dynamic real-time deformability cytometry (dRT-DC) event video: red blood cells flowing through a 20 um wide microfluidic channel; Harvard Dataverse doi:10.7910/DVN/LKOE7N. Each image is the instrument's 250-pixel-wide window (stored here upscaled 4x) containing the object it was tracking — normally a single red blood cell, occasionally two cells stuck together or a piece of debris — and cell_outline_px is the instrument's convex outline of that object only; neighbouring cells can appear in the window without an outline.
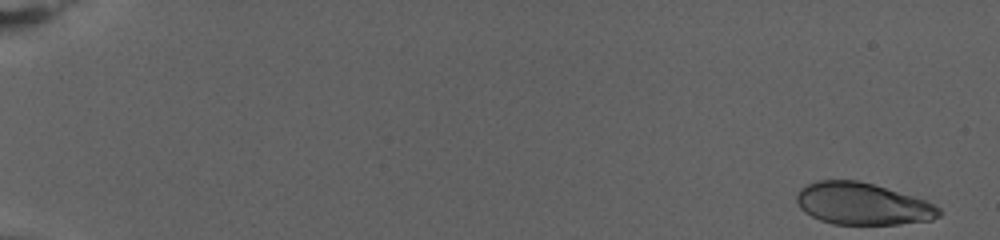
{"species": "human", "species_latin": "Homo sapiens", "temperature_condition": "warm", "stored_images_in_passage": 78, "camera_frame_rate_fps": 3000, "um_per_image_px": 0.085, "donor": {"sex": "female"}, "frame": {"image": 1, "passage_image": 1, "time_ms": 0.0, "image_size_px": [1000, 240], "cell_outline_px": [[944, 212], [940, 216], [932, 220], [900, 224], [832, 224], [820, 220], [804, 212], [800, 208], [796, 200], [796, 196], [800, 188], [816, 180], [856, 180], [872, 184], [912, 196], [924, 200], [940, 208]], "centroid_in_image_um": [73.3, 17.33], "position_along_channel_um": 11.7, "area_um2": 34.74}}
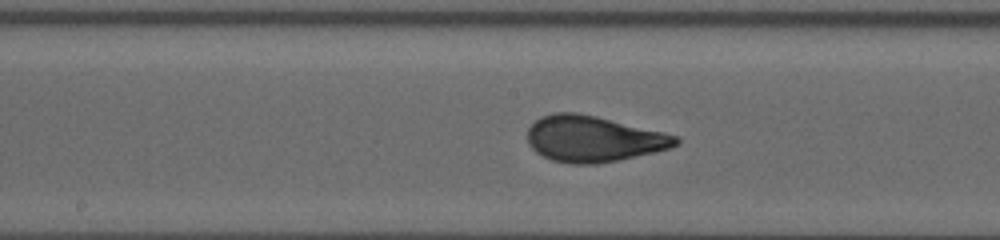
{"frame": {"image": 2, "passage_image": 43, "time_ms": 14.0, "image_size_px": [1000, 240], "cell_outline_px": [[680, 144], [672, 148], [656, 152], [620, 160], [596, 164], [572, 164], [552, 160], [536, 152], [528, 144], [528, 128], [540, 116], [552, 112], [576, 112], [596, 116], [664, 132], [676, 136], [680, 140]], "centroid_in_image_um": [50.45, 11.8], "position_along_channel_um": 197.8, "area_um2": 40.0}}
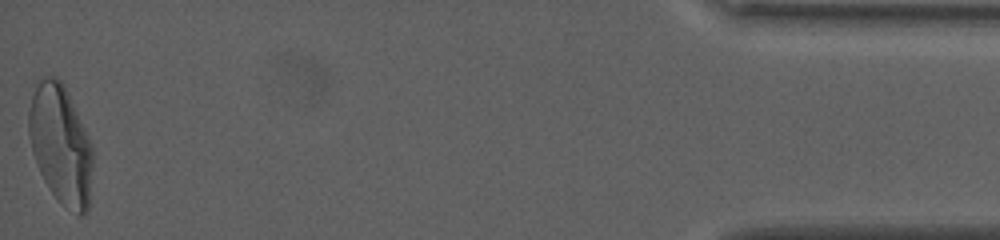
{"frame": {"image": 3, "passage_image": 78, "time_ms": 25.667, "image_size_px": [1000, 240], "cell_outline_px": [[92, 168], [88, 212], [80, 216], [76, 216], [60, 204], [56, 200], [44, 180], [36, 164], [32, 152], [28, 132], [28, 112], [32, 96], [40, 80], [44, 76], [56, 76], [60, 80], [68, 92], [92, 144]], "centroid_in_image_um": [5.16, 12.34], "position_along_channel_um": 430.0, "area_um2": 44.68}, "authors_computed_cell_mechanics": {"area_um2": 38.4081, "velocity_mm_per_s": 2.6798, "shape_relaxation_time_tau1_ms": 5.7932, "shape_relaxation_time_tau2_ms": null, "deformation_change_tau1": 0.2244, "deformation_change_tau2": null}}